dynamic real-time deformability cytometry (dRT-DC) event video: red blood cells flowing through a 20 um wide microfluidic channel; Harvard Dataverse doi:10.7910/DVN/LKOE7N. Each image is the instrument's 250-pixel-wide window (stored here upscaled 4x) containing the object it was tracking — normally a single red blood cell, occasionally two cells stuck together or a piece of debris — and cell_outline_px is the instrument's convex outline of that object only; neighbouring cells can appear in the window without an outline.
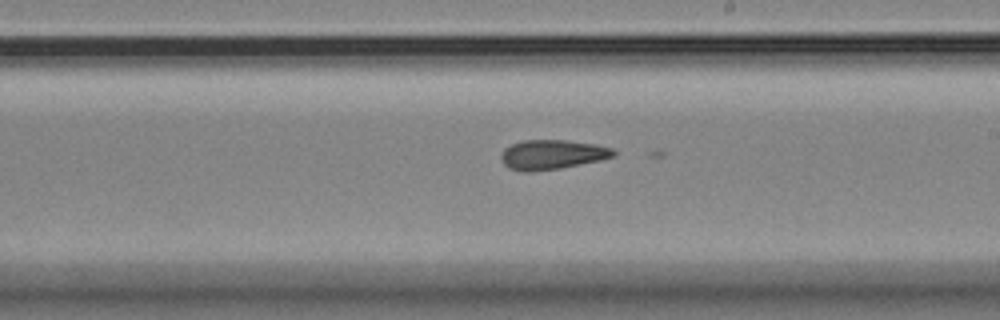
{"species": "Egyptian fruit bat (a non-hibernating species)", "species_latin": "Rousettus aegyptiacus", "temperature_condition": "room temperature", "stored_images_in_passage": 13, "camera_frame_rate_fps": 3000, "um_per_image_px": 0.085, "animal": {"sex": "female"}, "frame": {"image": 1, "passage_image": 11, "time_ms": 12.333, "image_size_px": [1000, 320], "cell_outline_px": [[616, 156], [600, 160], [560, 168], [532, 172], [524, 172], [508, 168], [500, 160], [500, 156], [504, 148], [512, 144], [524, 140], [564, 140], [596, 144], [612, 148], [616, 152]], "centroid_in_image_um": [46.91, 13.14], "position_along_channel_um": 242.1, "area_um2": 19.48}}